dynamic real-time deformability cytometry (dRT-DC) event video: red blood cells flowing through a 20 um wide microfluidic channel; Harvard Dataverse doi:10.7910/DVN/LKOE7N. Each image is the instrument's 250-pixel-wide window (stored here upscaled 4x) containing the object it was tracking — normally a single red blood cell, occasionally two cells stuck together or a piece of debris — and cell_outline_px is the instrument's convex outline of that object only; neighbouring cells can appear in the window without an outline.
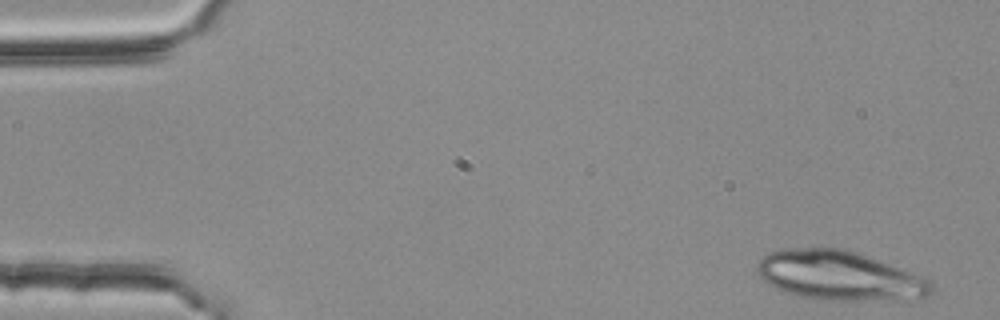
{"species": "common noctule bat (a hibernating species)", "species_latin": "Nyctalus noctula", "temperature_condition": "room temperature", "stored_images_in_passage": 13, "camera_frame_rate_fps": 3000, "um_per_image_px": 0.085, "animal": {"sex": "female", "body_mass_g": 25.1}, "frame": {"image": 1, "passage_image": 1, "time_ms": 0.0, "image_size_px": [1000, 320], "cell_outline_px": [[932, 292], [928, 296], [860, 300], [816, 300], [800, 296], [776, 288], [768, 284], [756, 272], [756, 264], [768, 252], [784, 248], [844, 248], [856, 252], [908, 272], [928, 280], [932, 284]], "centroid_in_image_um": [71.22, 23.41], "position_along_channel_um": 13.8, "area_um2": 49.07}}